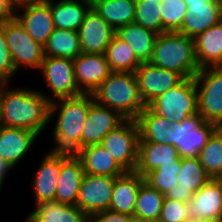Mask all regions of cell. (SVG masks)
Returning a JSON list of instances; mask_svg holds the SVG:
<instances>
[{
  "instance_id": "ffe728a7",
  "label": "cell",
  "mask_w": 222,
  "mask_h": 222,
  "mask_svg": "<svg viewBox=\"0 0 222 222\" xmlns=\"http://www.w3.org/2000/svg\"><path fill=\"white\" fill-rule=\"evenodd\" d=\"M83 177L84 169L80 159L61 158L55 201L61 204L76 205Z\"/></svg>"
},
{
  "instance_id": "7c38bea8",
  "label": "cell",
  "mask_w": 222,
  "mask_h": 222,
  "mask_svg": "<svg viewBox=\"0 0 222 222\" xmlns=\"http://www.w3.org/2000/svg\"><path fill=\"white\" fill-rule=\"evenodd\" d=\"M134 73L145 106L184 79L179 73L160 68L150 62L141 63Z\"/></svg>"
},
{
  "instance_id": "3957f363",
  "label": "cell",
  "mask_w": 222,
  "mask_h": 222,
  "mask_svg": "<svg viewBox=\"0 0 222 222\" xmlns=\"http://www.w3.org/2000/svg\"><path fill=\"white\" fill-rule=\"evenodd\" d=\"M92 95L98 104L111 108L126 120H136L146 107L135 73L111 72Z\"/></svg>"
},
{
  "instance_id": "f1b7e54d",
  "label": "cell",
  "mask_w": 222,
  "mask_h": 222,
  "mask_svg": "<svg viewBox=\"0 0 222 222\" xmlns=\"http://www.w3.org/2000/svg\"><path fill=\"white\" fill-rule=\"evenodd\" d=\"M136 0H95L92 8L116 31L135 21Z\"/></svg>"
},
{
  "instance_id": "ee69618b",
  "label": "cell",
  "mask_w": 222,
  "mask_h": 222,
  "mask_svg": "<svg viewBox=\"0 0 222 222\" xmlns=\"http://www.w3.org/2000/svg\"><path fill=\"white\" fill-rule=\"evenodd\" d=\"M13 167L9 165L1 156H0V184L3 185L4 179L6 177L7 171H10Z\"/></svg>"
},
{
  "instance_id": "d6a6232c",
  "label": "cell",
  "mask_w": 222,
  "mask_h": 222,
  "mask_svg": "<svg viewBox=\"0 0 222 222\" xmlns=\"http://www.w3.org/2000/svg\"><path fill=\"white\" fill-rule=\"evenodd\" d=\"M165 195L144 182L138 191L134 210L135 221L159 220Z\"/></svg>"
},
{
  "instance_id": "5b68a950",
  "label": "cell",
  "mask_w": 222,
  "mask_h": 222,
  "mask_svg": "<svg viewBox=\"0 0 222 222\" xmlns=\"http://www.w3.org/2000/svg\"><path fill=\"white\" fill-rule=\"evenodd\" d=\"M148 107L161 117L179 123L198 114V92L194 78H184L155 98Z\"/></svg>"
},
{
  "instance_id": "e0dca14e",
  "label": "cell",
  "mask_w": 222,
  "mask_h": 222,
  "mask_svg": "<svg viewBox=\"0 0 222 222\" xmlns=\"http://www.w3.org/2000/svg\"><path fill=\"white\" fill-rule=\"evenodd\" d=\"M186 4V15L178 32L188 37L195 38L222 20V2H186Z\"/></svg>"
},
{
  "instance_id": "7a4b0ae2",
  "label": "cell",
  "mask_w": 222,
  "mask_h": 222,
  "mask_svg": "<svg viewBox=\"0 0 222 222\" xmlns=\"http://www.w3.org/2000/svg\"><path fill=\"white\" fill-rule=\"evenodd\" d=\"M2 82L1 105L3 126L23 128L40 135L50 123V102L53 99L29 89H8Z\"/></svg>"
},
{
  "instance_id": "b9f144b4",
  "label": "cell",
  "mask_w": 222,
  "mask_h": 222,
  "mask_svg": "<svg viewBox=\"0 0 222 222\" xmlns=\"http://www.w3.org/2000/svg\"><path fill=\"white\" fill-rule=\"evenodd\" d=\"M16 13L11 0H0V24L15 19Z\"/></svg>"
},
{
  "instance_id": "d4e9b609",
  "label": "cell",
  "mask_w": 222,
  "mask_h": 222,
  "mask_svg": "<svg viewBox=\"0 0 222 222\" xmlns=\"http://www.w3.org/2000/svg\"><path fill=\"white\" fill-rule=\"evenodd\" d=\"M79 159L86 174L119 177L125 173L102 144L83 147Z\"/></svg>"
},
{
  "instance_id": "f907efd6",
  "label": "cell",
  "mask_w": 222,
  "mask_h": 222,
  "mask_svg": "<svg viewBox=\"0 0 222 222\" xmlns=\"http://www.w3.org/2000/svg\"><path fill=\"white\" fill-rule=\"evenodd\" d=\"M149 222H163L161 220H153V221H149Z\"/></svg>"
},
{
  "instance_id": "74e56055",
  "label": "cell",
  "mask_w": 222,
  "mask_h": 222,
  "mask_svg": "<svg viewBox=\"0 0 222 222\" xmlns=\"http://www.w3.org/2000/svg\"><path fill=\"white\" fill-rule=\"evenodd\" d=\"M186 11L187 4L184 0H161L162 33L179 31Z\"/></svg>"
},
{
  "instance_id": "44dd1931",
  "label": "cell",
  "mask_w": 222,
  "mask_h": 222,
  "mask_svg": "<svg viewBox=\"0 0 222 222\" xmlns=\"http://www.w3.org/2000/svg\"><path fill=\"white\" fill-rule=\"evenodd\" d=\"M144 182V177L135 171L115 177L109 210L134 216L137 194Z\"/></svg>"
},
{
  "instance_id": "4fadbf2b",
  "label": "cell",
  "mask_w": 222,
  "mask_h": 222,
  "mask_svg": "<svg viewBox=\"0 0 222 222\" xmlns=\"http://www.w3.org/2000/svg\"><path fill=\"white\" fill-rule=\"evenodd\" d=\"M187 204L190 219L222 222V179L211 178Z\"/></svg>"
},
{
  "instance_id": "8fae6325",
  "label": "cell",
  "mask_w": 222,
  "mask_h": 222,
  "mask_svg": "<svg viewBox=\"0 0 222 222\" xmlns=\"http://www.w3.org/2000/svg\"><path fill=\"white\" fill-rule=\"evenodd\" d=\"M40 69L54 98H72L83 94L75 81L73 59L44 57Z\"/></svg>"
},
{
  "instance_id": "f35d334b",
  "label": "cell",
  "mask_w": 222,
  "mask_h": 222,
  "mask_svg": "<svg viewBox=\"0 0 222 222\" xmlns=\"http://www.w3.org/2000/svg\"><path fill=\"white\" fill-rule=\"evenodd\" d=\"M187 202L165 198L159 220L163 222H186L190 219Z\"/></svg>"
},
{
  "instance_id": "7402d4cb",
  "label": "cell",
  "mask_w": 222,
  "mask_h": 222,
  "mask_svg": "<svg viewBox=\"0 0 222 222\" xmlns=\"http://www.w3.org/2000/svg\"><path fill=\"white\" fill-rule=\"evenodd\" d=\"M199 68L222 66V20L194 38Z\"/></svg>"
},
{
  "instance_id": "4dcf8cb0",
  "label": "cell",
  "mask_w": 222,
  "mask_h": 222,
  "mask_svg": "<svg viewBox=\"0 0 222 222\" xmlns=\"http://www.w3.org/2000/svg\"><path fill=\"white\" fill-rule=\"evenodd\" d=\"M136 122L139 127V142L166 144L172 121L161 117L146 106L136 119Z\"/></svg>"
},
{
  "instance_id": "e575fe53",
  "label": "cell",
  "mask_w": 222,
  "mask_h": 222,
  "mask_svg": "<svg viewBox=\"0 0 222 222\" xmlns=\"http://www.w3.org/2000/svg\"><path fill=\"white\" fill-rule=\"evenodd\" d=\"M210 179L199 157L181 158V169L177 174L179 187L195 193Z\"/></svg>"
},
{
  "instance_id": "60d3db41",
  "label": "cell",
  "mask_w": 222,
  "mask_h": 222,
  "mask_svg": "<svg viewBox=\"0 0 222 222\" xmlns=\"http://www.w3.org/2000/svg\"><path fill=\"white\" fill-rule=\"evenodd\" d=\"M89 222H135V218L128 214L106 210L92 215Z\"/></svg>"
},
{
  "instance_id": "9a60e30c",
  "label": "cell",
  "mask_w": 222,
  "mask_h": 222,
  "mask_svg": "<svg viewBox=\"0 0 222 222\" xmlns=\"http://www.w3.org/2000/svg\"><path fill=\"white\" fill-rule=\"evenodd\" d=\"M125 120L118 112L98 104L94 100L89 107V112L83 125L81 145L85 147L101 144L104 136L116 129Z\"/></svg>"
},
{
  "instance_id": "7bdbcfd3",
  "label": "cell",
  "mask_w": 222,
  "mask_h": 222,
  "mask_svg": "<svg viewBox=\"0 0 222 222\" xmlns=\"http://www.w3.org/2000/svg\"><path fill=\"white\" fill-rule=\"evenodd\" d=\"M192 196L193 192L191 190H186L179 187V183L177 186H174L165 194V198H170L180 202H188L192 198Z\"/></svg>"
},
{
  "instance_id": "681fc988",
  "label": "cell",
  "mask_w": 222,
  "mask_h": 222,
  "mask_svg": "<svg viewBox=\"0 0 222 222\" xmlns=\"http://www.w3.org/2000/svg\"><path fill=\"white\" fill-rule=\"evenodd\" d=\"M186 222H201V221L194 220V219H189V220H187Z\"/></svg>"
},
{
  "instance_id": "2e32d148",
  "label": "cell",
  "mask_w": 222,
  "mask_h": 222,
  "mask_svg": "<svg viewBox=\"0 0 222 222\" xmlns=\"http://www.w3.org/2000/svg\"><path fill=\"white\" fill-rule=\"evenodd\" d=\"M78 33L82 53L105 54L115 30L91 7Z\"/></svg>"
},
{
  "instance_id": "52a82bcc",
  "label": "cell",
  "mask_w": 222,
  "mask_h": 222,
  "mask_svg": "<svg viewBox=\"0 0 222 222\" xmlns=\"http://www.w3.org/2000/svg\"><path fill=\"white\" fill-rule=\"evenodd\" d=\"M194 81L199 115L204 121L222 127V66L201 68Z\"/></svg>"
},
{
  "instance_id": "7dc6e473",
  "label": "cell",
  "mask_w": 222,
  "mask_h": 222,
  "mask_svg": "<svg viewBox=\"0 0 222 222\" xmlns=\"http://www.w3.org/2000/svg\"><path fill=\"white\" fill-rule=\"evenodd\" d=\"M185 2H222V0H184Z\"/></svg>"
},
{
  "instance_id": "cb8c5ba5",
  "label": "cell",
  "mask_w": 222,
  "mask_h": 222,
  "mask_svg": "<svg viewBox=\"0 0 222 222\" xmlns=\"http://www.w3.org/2000/svg\"><path fill=\"white\" fill-rule=\"evenodd\" d=\"M61 170V158L44 155L37 169L34 182L35 204L55 201L56 184Z\"/></svg>"
},
{
  "instance_id": "ab89813d",
  "label": "cell",
  "mask_w": 222,
  "mask_h": 222,
  "mask_svg": "<svg viewBox=\"0 0 222 222\" xmlns=\"http://www.w3.org/2000/svg\"><path fill=\"white\" fill-rule=\"evenodd\" d=\"M15 70L10 51L7 45L4 29L0 26V82H10Z\"/></svg>"
},
{
  "instance_id": "836d02e7",
  "label": "cell",
  "mask_w": 222,
  "mask_h": 222,
  "mask_svg": "<svg viewBox=\"0 0 222 222\" xmlns=\"http://www.w3.org/2000/svg\"><path fill=\"white\" fill-rule=\"evenodd\" d=\"M198 157L211 178L222 179V127L212 134Z\"/></svg>"
},
{
  "instance_id": "ba28073f",
  "label": "cell",
  "mask_w": 222,
  "mask_h": 222,
  "mask_svg": "<svg viewBox=\"0 0 222 222\" xmlns=\"http://www.w3.org/2000/svg\"><path fill=\"white\" fill-rule=\"evenodd\" d=\"M139 127L136 120H125L108 132L101 144L125 172H134L138 160Z\"/></svg>"
},
{
  "instance_id": "bcb514c9",
  "label": "cell",
  "mask_w": 222,
  "mask_h": 222,
  "mask_svg": "<svg viewBox=\"0 0 222 222\" xmlns=\"http://www.w3.org/2000/svg\"><path fill=\"white\" fill-rule=\"evenodd\" d=\"M1 95H2V82H0V128L3 127V112L1 105Z\"/></svg>"
},
{
  "instance_id": "5bb4252c",
  "label": "cell",
  "mask_w": 222,
  "mask_h": 222,
  "mask_svg": "<svg viewBox=\"0 0 222 222\" xmlns=\"http://www.w3.org/2000/svg\"><path fill=\"white\" fill-rule=\"evenodd\" d=\"M74 76L83 94H93L112 72L105 54L81 53L73 59Z\"/></svg>"
},
{
  "instance_id": "484cf974",
  "label": "cell",
  "mask_w": 222,
  "mask_h": 222,
  "mask_svg": "<svg viewBox=\"0 0 222 222\" xmlns=\"http://www.w3.org/2000/svg\"><path fill=\"white\" fill-rule=\"evenodd\" d=\"M25 222H89V217L76 205L48 201L36 204Z\"/></svg>"
},
{
  "instance_id": "1f68e13d",
  "label": "cell",
  "mask_w": 222,
  "mask_h": 222,
  "mask_svg": "<svg viewBox=\"0 0 222 222\" xmlns=\"http://www.w3.org/2000/svg\"><path fill=\"white\" fill-rule=\"evenodd\" d=\"M105 56L112 72L134 73L141 65L130 45L116 34L107 46Z\"/></svg>"
},
{
  "instance_id": "83f0119b",
  "label": "cell",
  "mask_w": 222,
  "mask_h": 222,
  "mask_svg": "<svg viewBox=\"0 0 222 222\" xmlns=\"http://www.w3.org/2000/svg\"><path fill=\"white\" fill-rule=\"evenodd\" d=\"M47 3L50 5L55 28L77 32L84 22L87 12L92 7L80 0H61L55 4L49 0Z\"/></svg>"
},
{
  "instance_id": "603a6c76",
  "label": "cell",
  "mask_w": 222,
  "mask_h": 222,
  "mask_svg": "<svg viewBox=\"0 0 222 222\" xmlns=\"http://www.w3.org/2000/svg\"><path fill=\"white\" fill-rule=\"evenodd\" d=\"M180 155L176 147L157 142H139L138 160L135 172L145 177L161 164L173 163Z\"/></svg>"
},
{
  "instance_id": "4316f807",
  "label": "cell",
  "mask_w": 222,
  "mask_h": 222,
  "mask_svg": "<svg viewBox=\"0 0 222 222\" xmlns=\"http://www.w3.org/2000/svg\"><path fill=\"white\" fill-rule=\"evenodd\" d=\"M115 34L130 45L141 63L150 61L158 33L132 22L117 29Z\"/></svg>"
},
{
  "instance_id": "f6af8a7d",
  "label": "cell",
  "mask_w": 222,
  "mask_h": 222,
  "mask_svg": "<svg viewBox=\"0 0 222 222\" xmlns=\"http://www.w3.org/2000/svg\"><path fill=\"white\" fill-rule=\"evenodd\" d=\"M48 1L49 0H11L15 8H18L24 5H29V4L46 3Z\"/></svg>"
},
{
  "instance_id": "8d00e7d4",
  "label": "cell",
  "mask_w": 222,
  "mask_h": 222,
  "mask_svg": "<svg viewBox=\"0 0 222 222\" xmlns=\"http://www.w3.org/2000/svg\"><path fill=\"white\" fill-rule=\"evenodd\" d=\"M161 0H136L135 23L158 34L162 33Z\"/></svg>"
},
{
  "instance_id": "c3c4849f",
  "label": "cell",
  "mask_w": 222,
  "mask_h": 222,
  "mask_svg": "<svg viewBox=\"0 0 222 222\" xmlns=\"http://www.w3.org/2000/svg\"><path fill=\"white\" fill-rule=\"evenodd\" d=\"M81 2H85L90 4L91 6L94 4L95 0H80Z\"/></svg>"
},
{
  "instance_id": "ac0fdd59",
  "label": "cell",
  "mask_w": 222,
  "mask_h": 222,
  "mask_svg": "<svg viewBox=\"0 0 222 222\" xmlns=\"http://www.w3.org/2000/svg\"><path fill=\"white\" fill-rule=\"evenodd\" d=\"M22 8L23 14H16L15 18L32 39L44 46L55 28L50 5L47 2L29 4L16 8V11H21Z\"/></svg>"
},
{
  "instance_id": "8992f818",
  "label": "cell",
  "mask_w": 222,
  "mask_h": 222,
  "mask_svg": "<svg viewBox=\"0 0 222 222\" xmlns=\"http://www.w3.org/2000/svg\"><path fill=\"white\" fill-rule=\"evenodd\" d=\"M219 127L203 120L198 114L172 122L166 144L177 148L181 158L198 157L209 138Z\"/></svg>"
},
{
  "instance_id": "9c48e42d",
  "label": "cell",
  "mask_w": 222,
  "mask_h": 222,
  "mask_svg": "<svg viewBox=\"0 0 222 222\" xmlns=\"http://www.w3.org/2000/svg\"><path fill=\"white\" fill-rule=\"evenodd\" d=\"M0 26L4 29L15 70L21 66L41 68L44 59L43 46L29 36L18 20L15 18Z\"/></svg>"
},
{
  "instance_id": "6da1fadb",
  "label": "cell",
  "mask_w": 222,
  "mask_h": 222,
  "mask_svg": "<svg viewBox=\"0 0 222 222\" xmlns=\"http://www.w3.org/2000/svg\"><path fill=\"white\" fill-rule=\"evenodd\" d=\"M93 101L92 94H81L72 98L58 99V102L54 100L50 102V121L53 114L57 110L59 112L53 131L56 146L48 154L64 159L80 158L83 150L81 145L83 125Z\"/></svg>"
},
{
  "instance_id": "277c9868",
  "label": "cell",
  "mask_w": 222,
  "mask_h": 222,
  "mask_svg": "<svg viewBox=\"0 0 222 222\" xmlns=\"http://www.w3.org/2000/svg\"><path fill=\"white\" fill-rule=\"evenodd\" d=\"M149 62L177 72L183 78H194L200 70L195 56L194 38L178 31L158 34Z\"/></svg>"
},
{
  "instance_id": "30bf717a",
  "label": "cell",
  "mask_w": 222,
  "mask_h": 222,
  "mask_svg": "<svg viewBox=\"0 0 222 222\" xmlns=\"http://www.w3.org/2000/svg\"><path fill=\"white\" fill-rule=\"evenodd\" d=\"M114 183L115 177L84 173L76 206L89 218L98 212L109 210Z\"/></svg>"
},
{
  "instance_id": "d6986e66",
  "label": "cell",
  "mask_w": 222,
  "mask_h": 222,
  "mask_svg": "<svg viewBox=\"0 0 222 222\" xmlns=\"http://www.w3.org/2000/svg\"><path fill=\"white\" fill-rule=\"evenodd\" d=\"M38 136L37 133L23 128L1 127L0 156L9 165L15 167L27 154Z\"/></svg>"
},
{
  "instance_id": "f546056e",
  "label": "cell",
  "mask_w": 222,
  "mask_h": 222,
  "mask_svg": "<svg viewBox=\"0 0 222 222\" xmlns=\"http://www.w3.org/2000/svg\"><path fill=\"white\" fill-rule=\"evenodd\" d=\"M44 57L75 59L81 53L79 33L73 30L54 28L43 46Z\"/></svg>"
},
{
  "instance_id": "d590c367",
  "label": "cell",
  "mask_w": 222,
  "mask_h": 222,
  "mask_svg": "<svg viewBox=\"0 0 222 222\" xmlns=\"http://www.w3.org/2000/svg\"><path fill=\"white\" fill-rule=\"evenodd\" d=\"M181 169V157L173 163L161 164L156 170L150 171L144 181L152 188L165 195L171 188L178 185L177 174Z\"/></svg>"
}]
</instances>
